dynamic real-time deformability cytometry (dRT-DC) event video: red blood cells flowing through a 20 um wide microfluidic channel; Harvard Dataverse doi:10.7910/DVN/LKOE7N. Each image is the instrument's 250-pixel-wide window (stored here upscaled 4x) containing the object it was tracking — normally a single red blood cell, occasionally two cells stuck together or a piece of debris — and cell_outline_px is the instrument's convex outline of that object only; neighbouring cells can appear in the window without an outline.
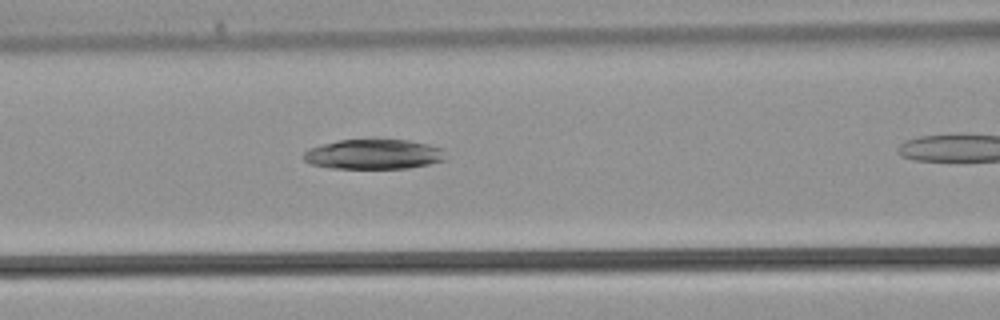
{"species": "common noctule bat (a hibernating species)", "species_latin": "Nyctalus noctula", "temperature_condition": "warm", "stored_images_in_passage": 20, "camera_frame_rate_fps": 3000, "um_per_image_px": 0.085, "animal": {"sex": "male", "body_mass_g": 21.5, "forearm_length_mm": 52.0}, "frame": {"image": 1, "passage_image": 5, "time_ms": 1.333, "image_size_px": [1000, 320], "cell_outline_px": [[444, 160], [428, 164], [408, 168], [332, 168], [312, 164], [304, 160], [304, 152], [308, 148], [340, 140], [372, 136], [408, 140], [428, 144], [440, 148]], "centroid_in_image_um": [31.72, 13.06], "position_along_channel_um": 134.9, "area_um2": 25.26}}
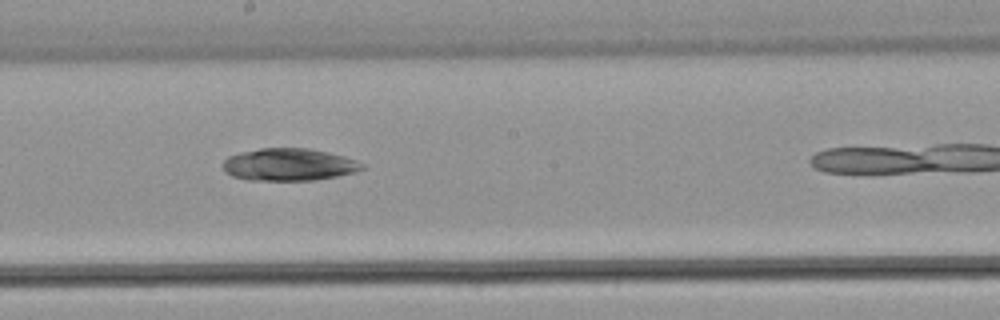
{"frame": {"image": 2, "passage_image": 10, "time_ms": 3.0, "image_size_px": [1000, 320], "cell_outline_px": [[364, 168], [356, 172], [336, 176], [312, 180], [248, 180], [232, 176], [224, 172], [224, 160], [228, 156], [240, 152], [260, 148], [308, 148], [328, 152], [344, 156], [364, 164]], "centroid_in_image_um": [24.54, 13.98], "position_along_channel_um": 223.7, "area_um2": 26.18}}
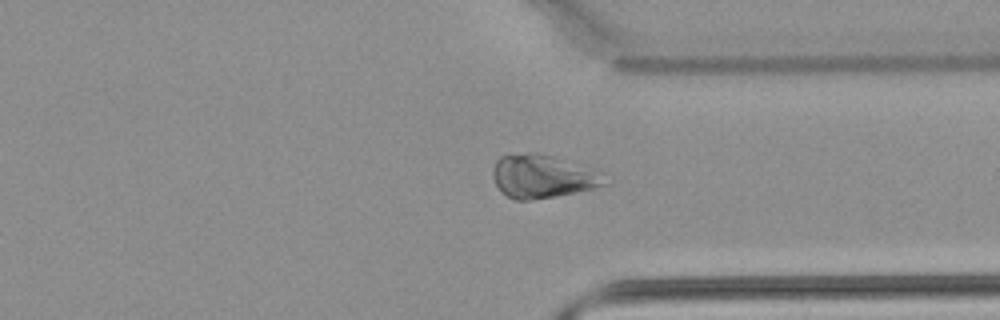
{"frame": {"image": 3, "passage_image": 18, "time_ms": 5.667, "image_size_px": [1000, 320], "cell_outline_px": [[604, 184], [592, 188], [576, 192], [556, 196], [532, 200], [516, 200], [500, 192], [492, 176], [492, 172], [496, 160], [500, 156], [532, 152], [536, 152], [556, 156], [564, 160]], "centroid_in_image_um": [45.81, 15.01], "position_along_channel_um": 365.6, "area_um2": 26.41}}